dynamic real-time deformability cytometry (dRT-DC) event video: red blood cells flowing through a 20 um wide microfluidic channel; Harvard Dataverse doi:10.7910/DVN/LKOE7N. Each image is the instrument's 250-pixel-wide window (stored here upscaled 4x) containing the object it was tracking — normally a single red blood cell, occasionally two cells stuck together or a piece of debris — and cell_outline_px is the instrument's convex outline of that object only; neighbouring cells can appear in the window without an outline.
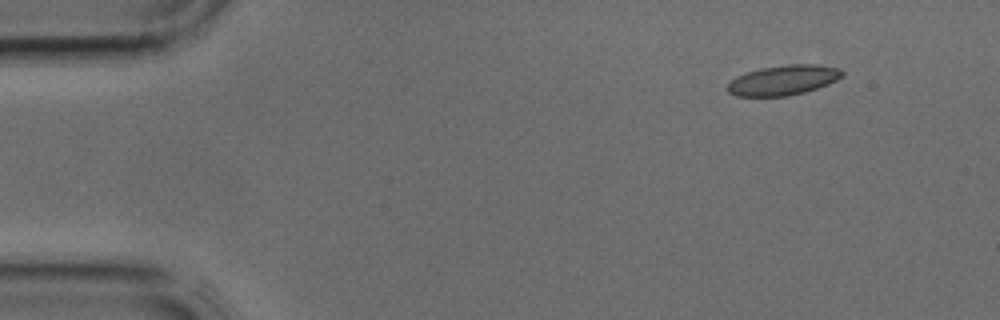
{"species": "common noctule bat (a hibernating species)", "species_latin": "Nyctalus noctula", "temperature_condition": "cold", "stored_images_in_passage": 3, "segment_of_instrument_passage": [2, 2], "camera_frame_rate_fps": 3000, "um_per_image_px": 0.085, "animal": {"sex": "male", "body_mass_g": 17.9, "forearm_length_mm": 54.2}, "frame": {"image": 1, "passage_image": 3, "time_ms": 0.667, "image_size_px": [1000, 320], "cell_outline_px": [[844, 76], [828, 84], [804, 92], [788, 96], [736, 96], [728, 92], [724, 88], [736, 76], [760, 68], [788, 64], [816, 64], [840, 68], [844, 72]], "centroid_in_image_um": [66.58, 6.81], "position_along_channel_um": 18.4, "area_um2": 20.11}}